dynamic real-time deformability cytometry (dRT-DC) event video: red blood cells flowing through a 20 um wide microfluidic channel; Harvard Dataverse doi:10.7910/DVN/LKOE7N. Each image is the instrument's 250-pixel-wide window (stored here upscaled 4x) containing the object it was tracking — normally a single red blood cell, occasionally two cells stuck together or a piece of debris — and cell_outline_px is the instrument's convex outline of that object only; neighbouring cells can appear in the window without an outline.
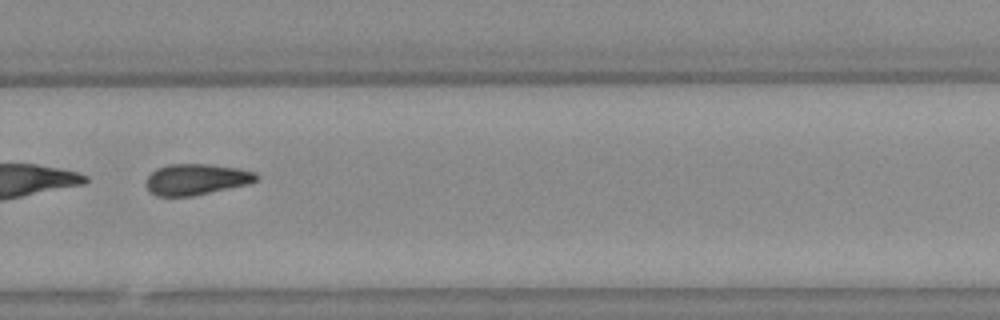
{"species": "Egyptian fruit bat (a non-hibernating species)", "species_latin": "Rousettus aegyptiacus", "temperature_condition": "warm", "stored_images_in_passage": 39, "camera_frame_rate_fps": 3000, "um_per_image_px": 0.085, "animal": {"sex": "female"}, "frame": {"image": 1, "passage_image": 23, "time_ms": 7.333, "image_size_px": [1000, 320], "cell_outline_px": [[260, 176], [256, 180], [248, 184], [192, 196], [156, 196], [148, 192], [144, 184], [148, 176], [156, 168], [168, 164], [208, 164], [240, 168], [256, 172]], "centroid_in_image_um": [16.66, 15.24], "position_along_channel_um": 313.1, "area_um2": 20.17}}